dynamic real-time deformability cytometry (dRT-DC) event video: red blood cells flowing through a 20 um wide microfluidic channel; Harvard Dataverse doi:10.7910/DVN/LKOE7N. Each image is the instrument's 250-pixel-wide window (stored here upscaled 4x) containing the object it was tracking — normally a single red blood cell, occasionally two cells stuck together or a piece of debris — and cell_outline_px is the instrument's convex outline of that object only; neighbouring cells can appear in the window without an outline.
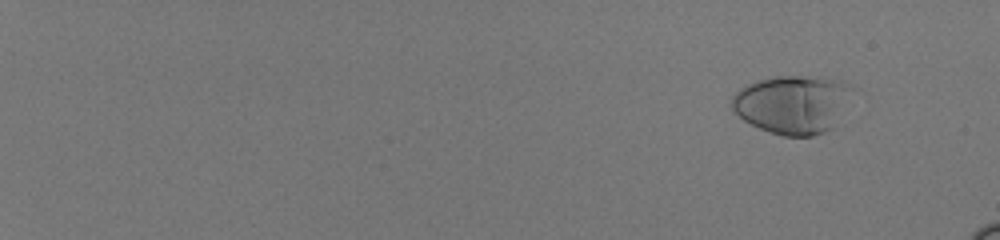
{"species": "human", "species_latin": "Homo sapiens", "temperature_condition": "room temperature", "stored_images_in_passage": 60, "camera_frame_rate_fps": 3000, "um_per_image_px": 0.085, "donor": {"sex": "male"}, "frame": {"image": 1, "passage_image": 8, "time_ms": 2.333, "image_size_px": [1000, 240], "cell_outline_px": [[848, 88], [832, 128], [824, 132], [812, 136], [784, 136], [760, 128], [744, 120], [732, 108], [732, 96], [740, 88], [748, 84], [760, 80], [776, 76], [820, 76], [840, 80], [848, 84]], "centroid_in_image_um": [67.26, 8.85], "position_along_channel_um": 17.7, "area_um2": 39.65}}
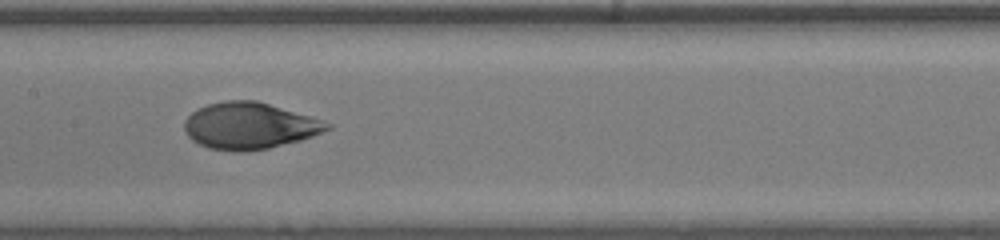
{"frame": {"image": 2, "passage_image": 38, "time_ms": 12.333, "image_size_px": [1000, 240], "cell_outline_px": [[332, 128], [312, 136], [300, 140], [268, 148], [240, 152], [236, 152], [208, 148], [192, 140], [188, 136], [184, 128], [184, 120], [196, 108], [208, 104], [224, 100], [256, 100], [308, 116], [332, 124]], "centroid_in_image_um": [21.16, 10.69], "position_along_channel_um": 186.2, "area_um2": 38.49}}
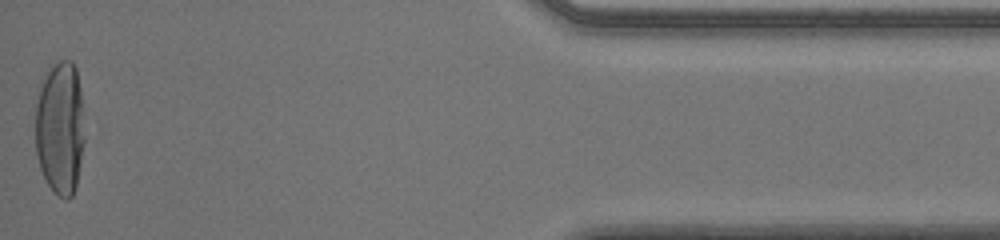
{"frame": {"image": 3, "passage_image": 60, "time_ms": 19.667, "image_size_px": [1000, 240], "cell_outline_px": [[84, 140], [76, 184], [72, 196], [68, 200], [64, 200], [48, 184], [40, 168], [36, 156], [36, 104], [40, 88], [52, 64], [60, 60], [72, 60], [76, 68], [80, 88], [84, 136]], "centroid_in_image_um": [5.11, 10.88], "position_along_channel_um": 430.1, "area_um2": 37.92}, "authors_computed_cell_mechanics": {"area_um2": 38.3503, "velocity_mm_per_s": 4.0393, "shape_relaxation_time_tau1_ms": 4.3557, "shape_relaxation_time_tau2_ms": null, "deformation_change_tau1": 0.217, "deformation_change_tau2": null}}